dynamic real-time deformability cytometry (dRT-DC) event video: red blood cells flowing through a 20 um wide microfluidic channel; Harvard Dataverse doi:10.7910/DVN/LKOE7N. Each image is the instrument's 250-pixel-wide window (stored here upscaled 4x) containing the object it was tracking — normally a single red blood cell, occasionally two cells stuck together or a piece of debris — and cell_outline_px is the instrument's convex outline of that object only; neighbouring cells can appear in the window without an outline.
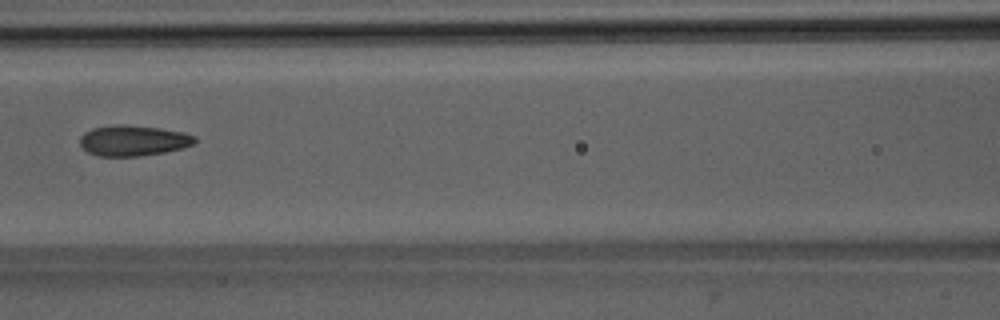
{"species": "Egyptian fruit bat (a non-hibernating species)", "species_latin": "Rousettus aegyptiacus", "temperature_condition": "room temperature", "stored_images_in_passage": 5, "camera_frame_rate_fps": 3000, "um_per_image_px": 0.085, "animal": {"sex": "male"}, "frame": {"image": 1, "passage_image": 5, "time_ms": 4.667, "image_size_px": [1000, 320], "cell_outline_px": [[196, 144], [184, 148], [164, 152], [140, 156], [96, 156], [88, 152], [80, 144], [80, 136], [84, 132], [92, 128], [124, 124], [160, 128], [184, 132], [196, 136]], "centroid_in_image_um": [11.36, 11.95], "position_along_channel_um": 155.2, "area_um2": 20.63}}